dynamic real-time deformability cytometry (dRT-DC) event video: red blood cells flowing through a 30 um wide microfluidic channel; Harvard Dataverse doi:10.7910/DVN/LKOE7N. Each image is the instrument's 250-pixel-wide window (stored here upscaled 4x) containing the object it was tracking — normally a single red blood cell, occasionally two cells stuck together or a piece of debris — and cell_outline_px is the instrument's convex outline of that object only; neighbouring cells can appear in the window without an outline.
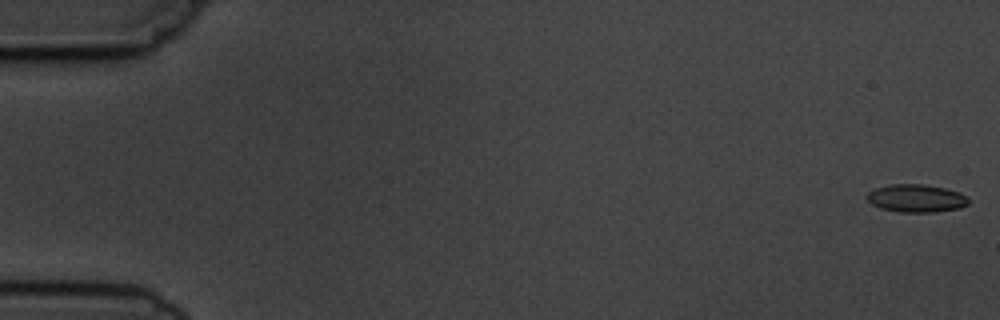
{"species": "common noctule bat (a hibernating species)", "species_latin": "Nyctalus noctula", "temperature_condition": "cold", "stored_images_in_passage": 5, "camera_frame_rate_fps": 3000, "um_per_image_px": 0.085, "animal": {"sex": "male", "body_mass_g": 19.5, "forearm_length_mm": 54.6}, "frame": {"image": 1, "passage_image": 1, "time_ms": 0.0, "image_size_px": [1000, 320], "cell_outline_px": [[968, 204], [960, 208], [936, 212], [900, 212], [880, 208], [872, 204], [868, 200], [868, 192], [876, 188], [892, 184], [924, 184], [944, 188], [960, 192], [968, 196]], "centroid_in_image_um": [77.92, 16.86], "position_along_channel_um": 7.1, "area_um2": 16.47}}
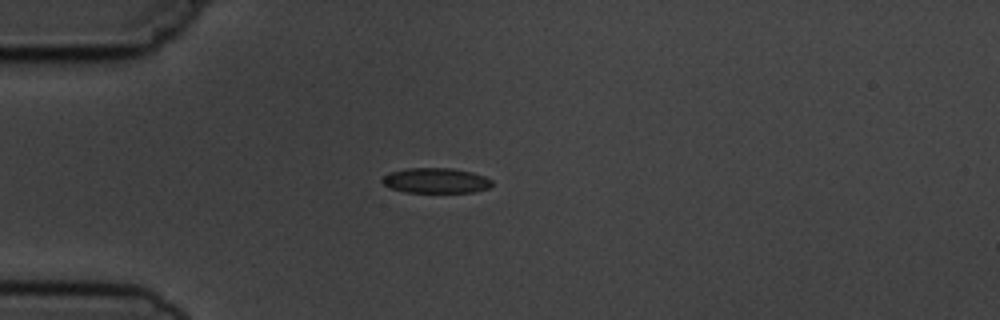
{"frame": {"image": 2, "passage_image": 5, "time_ms": 4.667, "image_size_px": [1000, 320], "cell_outline_px": [[492, 184], [488, 188], [472, 192], [404, 192], [392, 188], [384, 184], [380, 180], [384, 176], [392, 172], [408, 168], [452, 168], [472, 172], [484, 176], [492, 180]], "centroid_in_image_um": [37.06, 15.34], "position_along_channel_um": 47.9, "area_um2": 15.95}}